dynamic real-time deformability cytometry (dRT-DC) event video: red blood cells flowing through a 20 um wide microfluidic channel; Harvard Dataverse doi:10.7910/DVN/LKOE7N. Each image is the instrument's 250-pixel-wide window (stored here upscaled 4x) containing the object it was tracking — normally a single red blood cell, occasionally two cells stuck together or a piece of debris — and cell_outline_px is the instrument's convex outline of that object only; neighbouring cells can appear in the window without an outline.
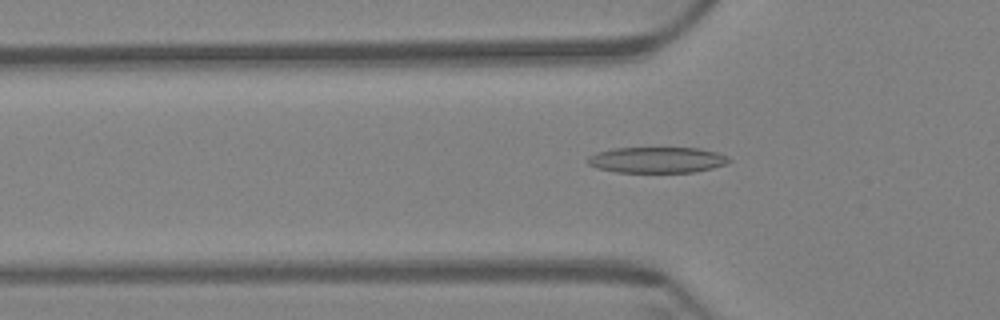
{"species": "Egyptian fruit bat (a non-hibernating species)", "species_latin": "Rousettus aegyptiacus", "temperature_condition": "warm", "stored_images_in_passage": 47, "camera_frame_rate_fps": 3000, "um_per_image_px": 0.085, "animal": {"sex": "female"}, "frame": {"image": 1, "passage_image": 6, "time_ms": 1.667, "image_size_px": [1000, 320], "cell_outline_px": [[732, 160], [724, 164], [712, 168], [692, 172], [616, 172], [596, 168], [588, 164], [588, 156], [596, 152], [612, 148], [700, 148], [716, 152], [728, 156]], "centroid_in_image_um": [55.82, 13.59], "position_along_channel_um": 70.0, "area_um2": 21.33}}
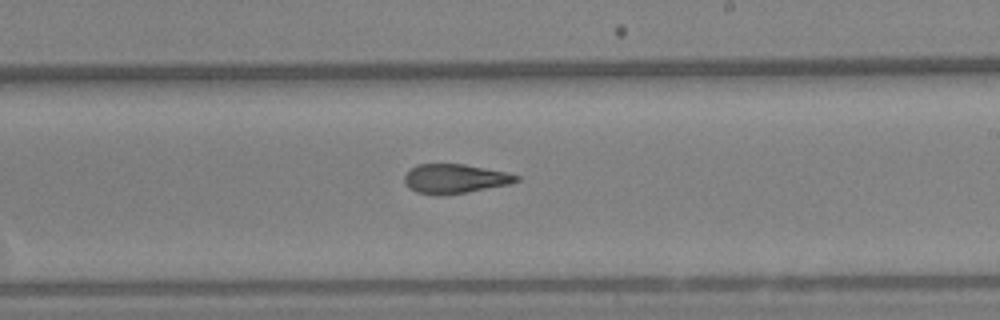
{"frame": {"image": 2, "passage_image": 22, "time_ms": 7.0, "image_size_px": [1000, 320], "cell_outline_px": [[520, 180], [508, 184], [468, 192], [440, 196], [436, 196], [416, 192], [408, 188], [404, 180], [404, 176], [416, 164], [464, 164], [504, 172], [520, 176]], "centroid_in_image_um": [38.62, 15.2], "position_along_channel_um": 250.4, "area_um2": 19.07}}
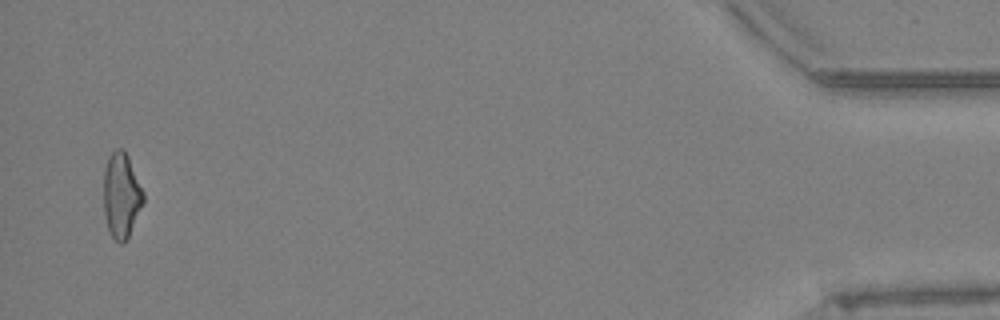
{"frame": {"image": 3, "passage_image": 45, "time_ms": 14.667, "image_size_px": [1000, 320], "cell_outline_px": [[144, 200], [128, 236], [124, 244], [120, 244], [112, 236], [108, 228], [104, 212], [104, 168], [108, 156], [116, 148], [124, 148], [128, 156], [144, 192]], "centroid_in_image_um": [10.31, 16.56], "position_along_channel_um": 424.9, "area_um2": 19.59}, "authors_computed_cell_mechanics": {"area_um2": 19.5942, "velocity_mm_per_s": 3.3925, "shape_relaxation_time_tau1_ms": null, "shape_relaxation_time_tau2_ms": 2.9053, "deformation_change_tau1": null, "deformation_change_tau2": 0.1167}}